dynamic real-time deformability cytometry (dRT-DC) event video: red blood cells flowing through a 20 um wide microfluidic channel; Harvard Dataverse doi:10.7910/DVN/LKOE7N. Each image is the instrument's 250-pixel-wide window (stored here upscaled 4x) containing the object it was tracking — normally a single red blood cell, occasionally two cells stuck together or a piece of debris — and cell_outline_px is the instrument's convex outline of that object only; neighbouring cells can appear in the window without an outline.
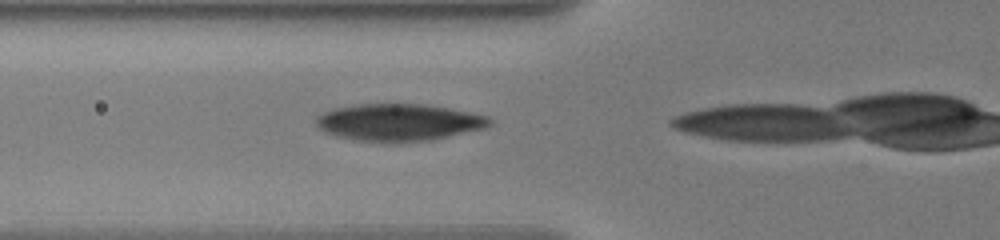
{"species": "human", "species_latin": "Homo sapiens", "temperature_condition": "warm", "stored_images_in_passage": 14, "camera_frame_rate_fps": 3000, "um_per_image_px": 0.085, "donor": {"sex": "male"}, "frame": {"image": 1, "passage_image": 11, "time_ms": 4.667, "image_size_px": [1000, 240], "cell_outline_px": [[492, 124], [484, 128], [432, 140], [352, 140], [336, 136], [324, 132], [316, 124], [316, 116], [324, 112], [336, 108], [356, 104], [424, 104], [448, 108], [488, 116], [492, 120]], "centroid_in_image_um": [33.89, 10.37], "position_along_channel_um": 91.9, "area_um2": 36.82}}
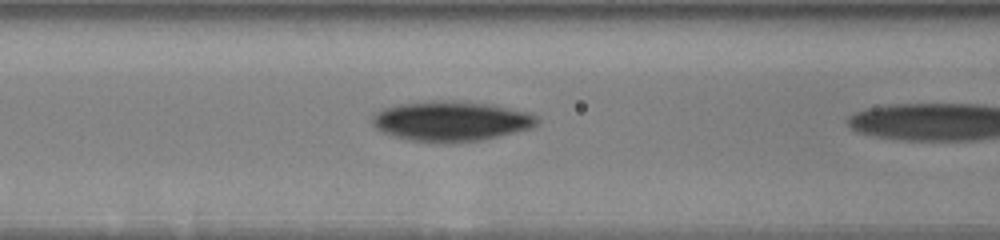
{"frame": {"image": 2, "passage_image": 13, "time_ms": 5.667, "image_size_px": [1000, 240], "cell_outline_px": [[540, 120], [532, 128], [484, 140], [440, 144], [404, 140], [380, 132], [372, 124], [372, 116], [376, 112], [384, 108], [396, 104], [432, 100], [464, 100], [492, 104], [528, 112], [536, 116]], "centroid_in_image_um": [38.31, 10.3], "position_along_channel_um": 128.3, "area_um2": 39.48}}